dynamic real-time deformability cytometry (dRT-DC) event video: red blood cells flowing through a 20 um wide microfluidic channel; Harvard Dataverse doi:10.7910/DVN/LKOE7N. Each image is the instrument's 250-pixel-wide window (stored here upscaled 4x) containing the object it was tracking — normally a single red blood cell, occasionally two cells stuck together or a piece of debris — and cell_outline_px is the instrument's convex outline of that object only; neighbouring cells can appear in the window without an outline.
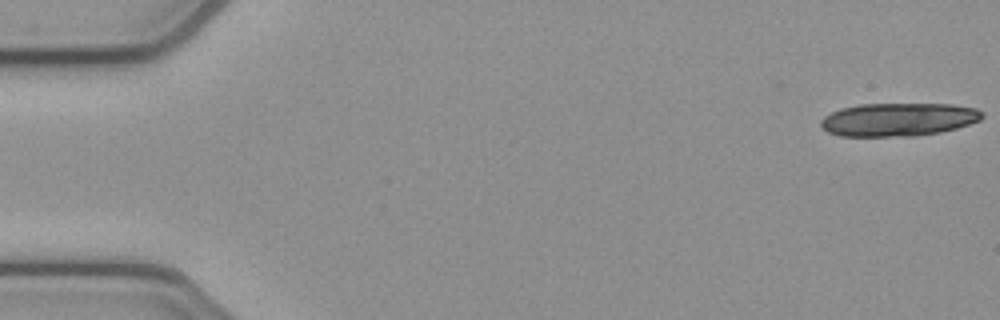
{"species": "common noctule bat (a hibernating species)", "species_latin": "Nyctalus noctula", "temperature_condition": "cold", "stored_images_in_passage": 18, "camera_frame_rate_fps": 3000, "um_per_image_px": 0.085, "animal": {"sex": "female", "body_mass_g": 21.9}, "frame": {"image": 1, "passage_image": 1, "time_ms": 0.0, "image_size_px": [1000, 320], "cell_outline_px": [[984, 116], [980, 120], [956, 128], [940, 132], [916, 136], [840, 136], [828, 132], [820, 124], [820, 120], [824, 116], [840, 108], [860, 104], [952, 104], [976, 108]], "centroid_in_image_um": [76.34, 10.15], "position_along_channel_um": 8.7, "area_um2": 31.21}}